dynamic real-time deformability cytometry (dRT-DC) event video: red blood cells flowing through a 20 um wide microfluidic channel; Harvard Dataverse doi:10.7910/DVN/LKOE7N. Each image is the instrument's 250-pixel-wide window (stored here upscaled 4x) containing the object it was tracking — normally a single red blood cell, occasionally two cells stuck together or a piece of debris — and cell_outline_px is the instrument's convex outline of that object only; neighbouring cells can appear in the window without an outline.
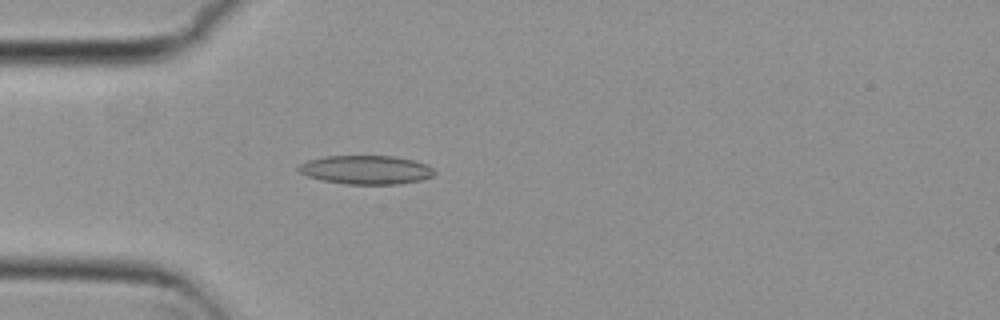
{"species": "common noctule bat (a hibernating species)", "species_latin": "Nyctalus noctula", "temperature_condition": "cold", "stored_images_in_passage": 1, "camera_frame_rate_fps": 3000, "um_per_image_px": 0.085, "animal": {"sex": "female", "body_mass_g": 29.2, "forearm_length_mm": 56.3}, "frame": {"image": 1, "passage_image": 1, "time_ms": 0.0, "image_size_px": [1000, 320], "cell_outline_px": [[436, 172], [432, 176], [420, 180], [400, 184], [348, 184], [324, 180], [308, 176], [300, 172], [296, 168], [300, 164], [308, 160], [324, 156], [392, 156], [412, 160], [428, 164]], "centroid_in_image_um": [31.12, 14.43], "position_along_channel_um": 53.9, "area_um2": 22.66}}